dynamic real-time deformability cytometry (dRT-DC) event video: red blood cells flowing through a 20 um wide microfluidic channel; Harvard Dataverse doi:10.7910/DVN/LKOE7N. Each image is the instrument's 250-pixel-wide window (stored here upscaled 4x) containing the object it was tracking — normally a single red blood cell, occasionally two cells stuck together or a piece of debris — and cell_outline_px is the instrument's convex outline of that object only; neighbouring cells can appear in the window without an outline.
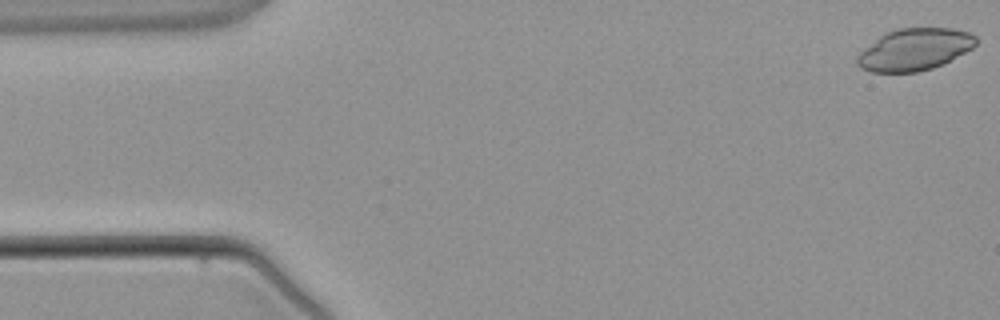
{"species": "common noctule bat (a hibernating species)", "species_latin": "Nyctalus noctula", "temperature_condition": "warm", "stored_images_in_passage": 4, "camera_frame_rate_fps": 3000, "um_per_image_px": 0.085, "animal": {"sex": "male", "body_mass_g": 21.5, "forearm_length_mm": 52.0}, "frame": {"image": 1, "passage_image": 1, "time_ms": 0.0, "image_size_px": [1000, 320], "cell_outline_px": [[976, 44], [972, 48], [944, 64], [932, 68], [916, 72], [872, 72], [860, 68], [856, 64], [856, 56], [860, 52], [880, 36], [888, 32], [900, 28], [952, 28], [968, 32], [976, 36]], "centroid_in_image_um": [77.73, 4.21], "position_along_channel_um": 7.3, "area_um2": 28.9}}